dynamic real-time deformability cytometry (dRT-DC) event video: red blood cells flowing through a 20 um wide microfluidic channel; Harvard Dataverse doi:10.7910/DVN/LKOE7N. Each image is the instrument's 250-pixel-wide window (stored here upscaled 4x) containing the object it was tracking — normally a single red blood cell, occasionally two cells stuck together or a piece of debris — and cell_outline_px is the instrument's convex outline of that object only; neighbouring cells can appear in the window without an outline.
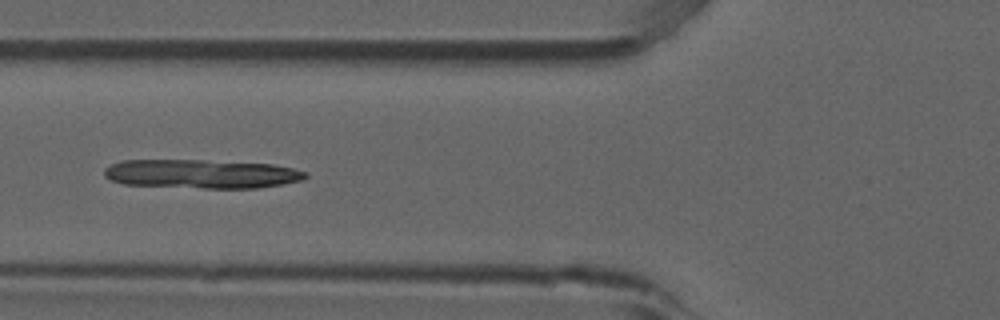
{"species": "common noctule bat (a hibernating species)", "species_latin": "Nyctalus noctula", "temperature_condition": "room temperature", "stored_images_in_passage": 6, "camera_frame_rate_fps": 3000, "um_per_image_px": 0.085, "animal": {"sex": "male", "forearm_length_mm": 52.5}, "frame": {"image": 1, "passage_image": 5, "time_ms": 1.333, "image_size_px": [1000, 320], "cell_outline_px": [[308, 176], [304, 180], [256, 188], [204, 188], [124, 184], [112, 180], [104, 176], [104, 168], [112, 164], [124, 160], [204, 160], [272, 164], [292, 168], [308, 172]], "centroid_in_image_um": [17.15, 14.78], "position_along_channel_um": 108.7, "area_um2": 33.81}}
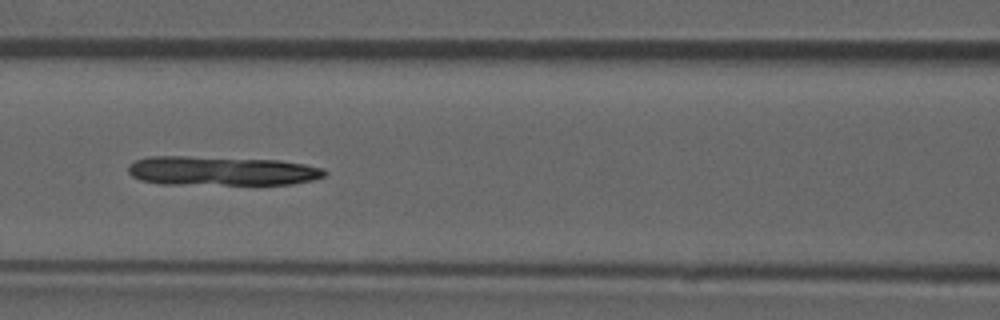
{"frame": {"image": 2, "passage_image": 6, "time_ms": 1.667, "image_size_px": [1000, 320], "cell_outline_px": [[328, 172], [324, 176], [312, 180], [292, 184], [160, 184], [140, 180], [132, 176], [128, 172], [128, 164], [136, 160], [148, 156], [188, 156], [280, 160], [304, 164], [324, 168]], "centroid_in_image_um": [18.81, 14.52], "position_along_channel_um": 147.8, "area_um2": 33.7}}